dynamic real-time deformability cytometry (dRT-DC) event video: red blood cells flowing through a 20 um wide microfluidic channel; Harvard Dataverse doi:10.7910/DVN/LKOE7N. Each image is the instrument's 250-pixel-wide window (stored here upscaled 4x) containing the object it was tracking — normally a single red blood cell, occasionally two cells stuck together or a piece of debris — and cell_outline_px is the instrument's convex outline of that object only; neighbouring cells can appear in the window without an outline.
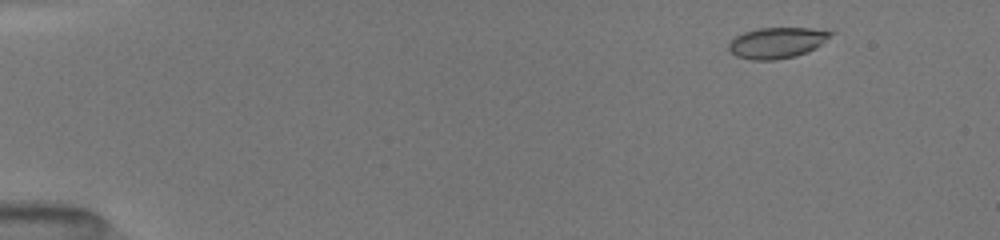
{"species": "common noctule bat (a hibernating species)", "species_latin": "Nyctalus noctula", "temperature_condition": "room temperature", "stored_images_in_passage": 14, "camera_frame_rate_fps": 3000, "um_per_image_px": 0.085, "animal": {"sex": "female", "body_mass_g": 19.5, "forearm_length_mm": 54.1}, "frame": {"image": 1, "passage_image": 3, "time_ms": 1.333, "image_size_px": [1000, 240], "cell_outline_px": [[836, 32], [816, 48], [808, 52], [796, 56], [776, 60], [752, 60], [736, 56], [728, 48], [728, 44], [736, 36], [744, 32], [760, 28], [812, 28]], "centroid_in_image_um": [66.07, 3.64], "position_along_channel_um": 18.9, "area_um2": 18.38}}
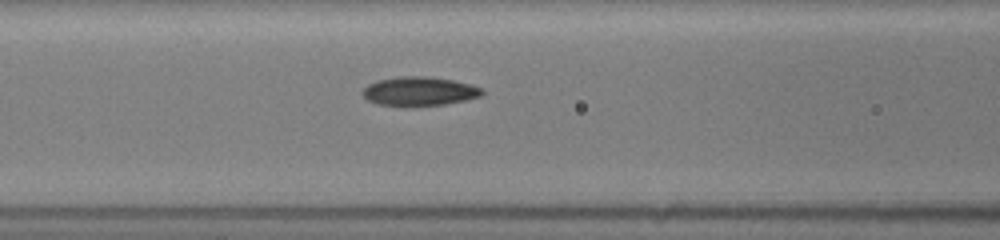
{"frame": {"image": 2, "passage_image": 11, "time_ms": 7.0, "image_size_px": [1000, 240], "cell_outline_px": [[484, 92], [480, 96], [464, 100], [444, 104], [376, 104], [368, 100], [360, 92], [368, 84], [376, 80], [400, 76], [428, 76], [452, 80], [472, 84], [484, 88]], "centroid_in_image_um": [35.65, 7.72], "position_along_channel_um": 130.9, "area_um2": 19.77}}
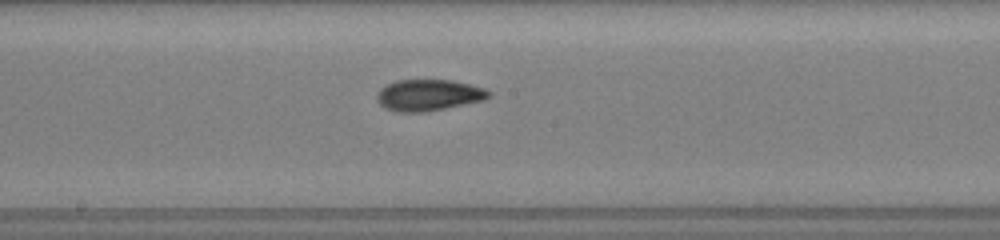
{"frame": {"image": 3, "passage_image": 14, "time_ms": 9.0, "image_size_px": [1000, 240], "cell_outline_px": [[492, 96], [484, 100], [424, 112], [396, 112], [384, 108], [376, 100], [376, 96], [380, 88], [396, 80], [452, 80], [484, 88], [492, 92]], "centroid_in_image_um": [36.41, 8.08], "position_along_channel_um": 211.8, "area_um2": 20.46}}